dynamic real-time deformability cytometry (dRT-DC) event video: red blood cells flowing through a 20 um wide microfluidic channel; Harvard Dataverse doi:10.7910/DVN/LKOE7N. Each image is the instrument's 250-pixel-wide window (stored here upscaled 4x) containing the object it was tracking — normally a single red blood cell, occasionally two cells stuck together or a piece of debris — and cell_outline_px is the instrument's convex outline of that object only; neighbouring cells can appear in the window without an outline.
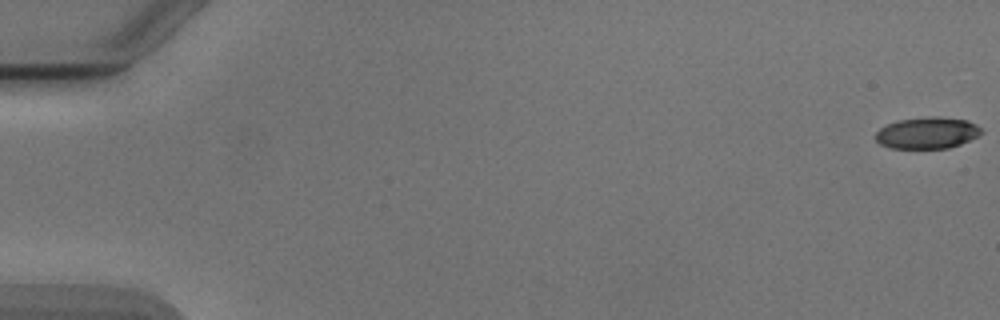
{"species": "Egyptian fruit bat (a non-hibernating species)", "species_latin": "Rousettus aegyptiacus", "temperature_condition": "cold", "stored_images_in_passage": 53, "camera_frame_rate_fps": 3000, "um_per_image_px": 0.085, "animal": {"sex": "male"}, "frame": {"image": 1, "passage_image": 1, "time_ms": 0.0, "image_size_px": [1000, 320], "cell_outline_px": [[980, 132], [976, 136], [960, 144], [948, 148], [892, 148], [880, 144], [876, 140], [876, 132], [880, 128], [888, 124], [900, 120], [928, 116], [936, 116], [968, 120], [976, 124], [980, 128]], "centroid_in_image_um": [78.8, 11.29], "position_along_channel_um": 6.2, "area_um2": 19.19}}
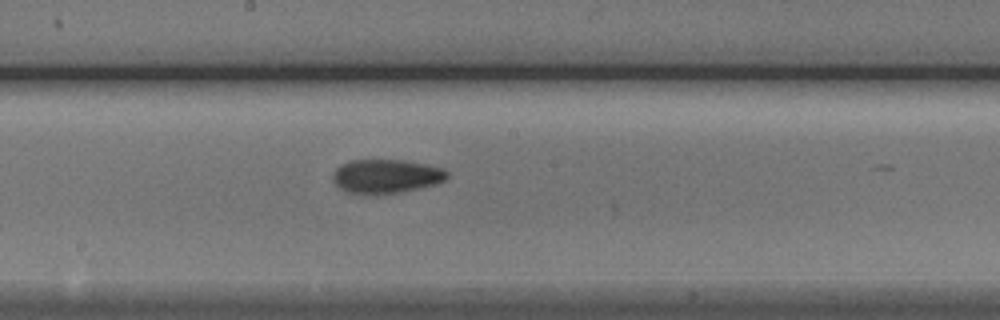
{"frame": {"image": 2, "passage_image": 30, "time_ms": 9.667, "image_size_px": [1000, 320], "cell_outline_px": [[448, 176], [444, 180], [436, 184], [400, 192], [348, 192], [340, 188], [332, 180], [332, 172], [340, 164], [352, 160], [404, 160], [428, 164], [440, 168], [448, 172]], "centroid_in_image_um": [32.81, 14.94], "position_along_channel_um": 215.4, "area_um2": 22.14}}
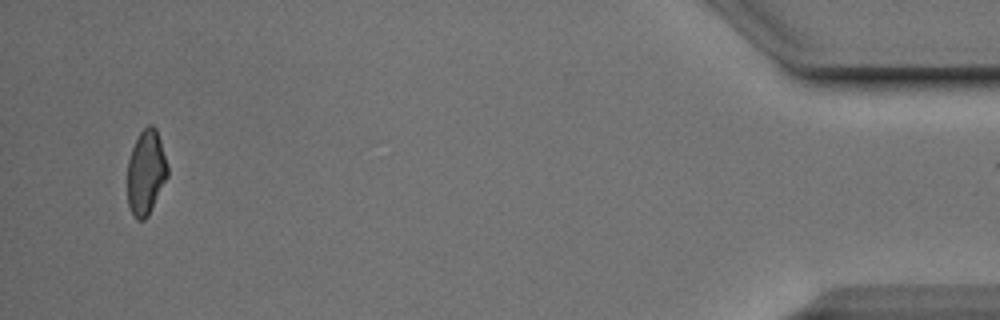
{"frame": {"image": 3, "passage_image": 52, "time_ms": 17.0, "image_size_px": [1000, 320], "cell_outline_px": [[168, 176], [148, 216], [144, 220], [136, 220], [128, 204], [128, 160], [132, 148], [140, 132], [148, 124], [152, 124], [156, 128], [168, 164]], "centroid_in_image_um": [12.42, 14.65], "position_along_channel_um": 422.8, "area_um2": 19.77}}